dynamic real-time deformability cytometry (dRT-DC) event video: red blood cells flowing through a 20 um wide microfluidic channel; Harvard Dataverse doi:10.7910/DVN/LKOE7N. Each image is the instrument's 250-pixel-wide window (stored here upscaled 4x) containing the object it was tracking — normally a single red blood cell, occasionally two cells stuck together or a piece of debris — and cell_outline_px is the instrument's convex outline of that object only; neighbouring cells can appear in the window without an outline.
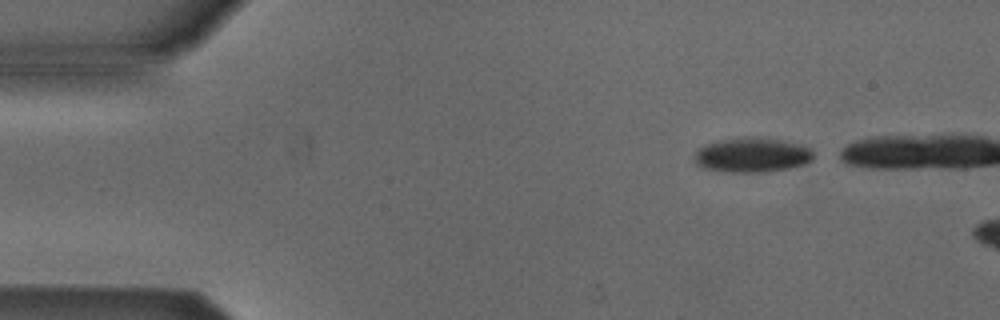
{"species": "Egyptian fruit bat (a non-hibernating species)", "species_latin": "Rousettus aegyptiacus", "temperature_condition": "cold", "stored_images_in_passage": 3, "camera_frame_rate_fps": 3000, "um_per_image_px": 0.085, "animal": {"sex": "male"}, "frame": {"image": 1, "passage_image": 1, "time_ms": 0.0, "image_size_px": [1000, 320], "cell_outline_px": [[812, 160], [804, 164], [788, 168], [764, 172], [732, 172], [704, 168], [696, 164], [696, 152], [704, 144], [720, 140], [744, 136], [760, 136], [800, 144], [812, 148]], "centroid_in_image_um": [63.94, 13.15], "position_along_channel_um": 21.1, "area_um2": 24.04}}